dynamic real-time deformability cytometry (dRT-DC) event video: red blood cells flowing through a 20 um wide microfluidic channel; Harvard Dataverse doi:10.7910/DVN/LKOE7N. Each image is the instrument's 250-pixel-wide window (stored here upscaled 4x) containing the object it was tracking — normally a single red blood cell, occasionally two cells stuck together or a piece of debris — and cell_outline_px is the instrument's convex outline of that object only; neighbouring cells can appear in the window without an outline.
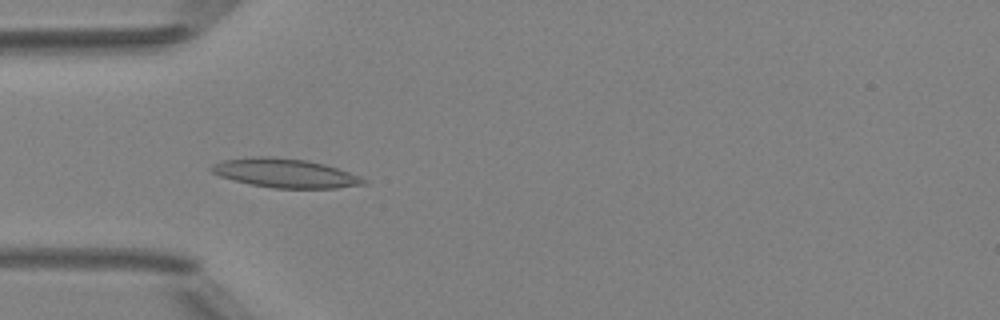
{"species": "Egyptian fruit bat (a non-hibernating species)", "species_latin": "Rousettus aegyptiacus", "temperature_condition": "room temperature", "stored_images_in_passage": 6, "camera_frame_rate_fps": 3000, "um_per_image_px": 0.085, "animal": {"sex": "female"}, "frame": {"image": 1, "passage_image": 4, "time_ms": 3.667, "image_size_px": [1000, 320], "cell_outline_px": [[368, 184], [336, 188], [276, 188], [252, 184], [220, 176], [212, 172], [208, 168], [212, 164], [224, 160], [252, 156], [268, 156], [304, 160], [324, 164], [360, 176], [368, 180]], "centroid_in_image_um": [24.25, 14.71], "position_along_channel_um": 60.8, "area_um2": 25.49}}
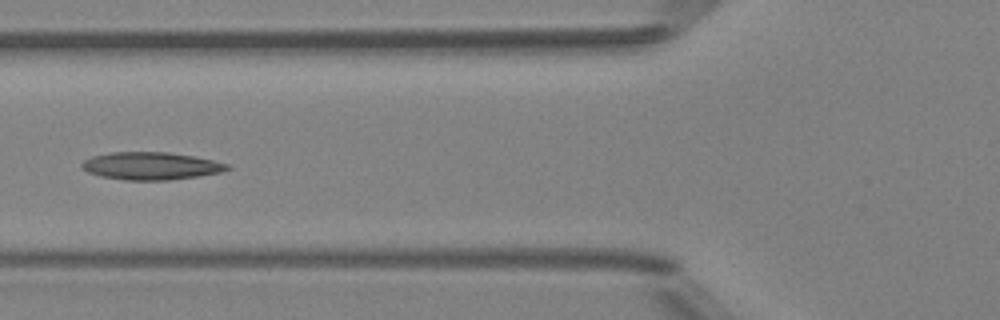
{"frame": {"image": 2, "passage_image": 5, "time_ms": 5.0, "image_size_px": [1000, 320], "cell_outline_px": [[232, 168], [220, 172], [200, 176], [172, 180], [124, 180], [100, 176], [88, 172], [80, 164], [84, 160], [92, 156], [112, 152], [168, 152], [192, 156], [232, 164]], "centroid_in_image_um": [12.87, 14.11], "position_along_channel_um": 112.9, "area_um2": 23.47}}
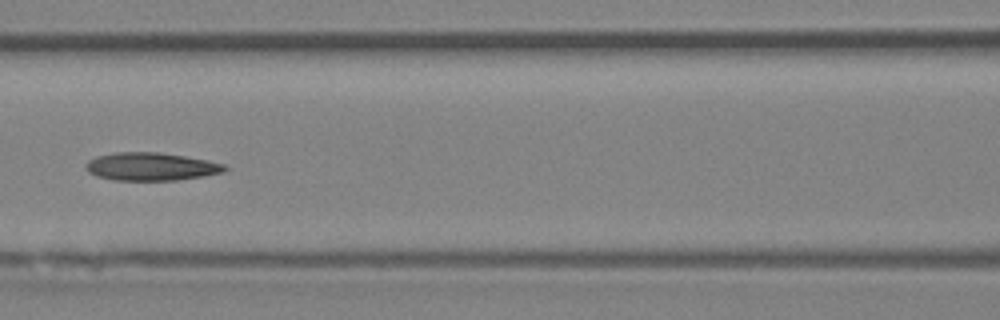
{"frame": {"image": 3, "passage_image": 6, "time_ms": 6.0, "image_size_px": [1000, 320], "cell_outline_px": [[228, 168], [224, 172], [204, 176], [176, 180], [116, 180], [96, 176], [88, 172], [84, 168], [84, 164], [88, 160], [96, 156], [116, 152], [160, 152], [208, 160], [224, 164]], "centroid_in_image_um": [12.81, 14.15], "position_along_channel_um": 153.8, "area_um2": 22.77}}